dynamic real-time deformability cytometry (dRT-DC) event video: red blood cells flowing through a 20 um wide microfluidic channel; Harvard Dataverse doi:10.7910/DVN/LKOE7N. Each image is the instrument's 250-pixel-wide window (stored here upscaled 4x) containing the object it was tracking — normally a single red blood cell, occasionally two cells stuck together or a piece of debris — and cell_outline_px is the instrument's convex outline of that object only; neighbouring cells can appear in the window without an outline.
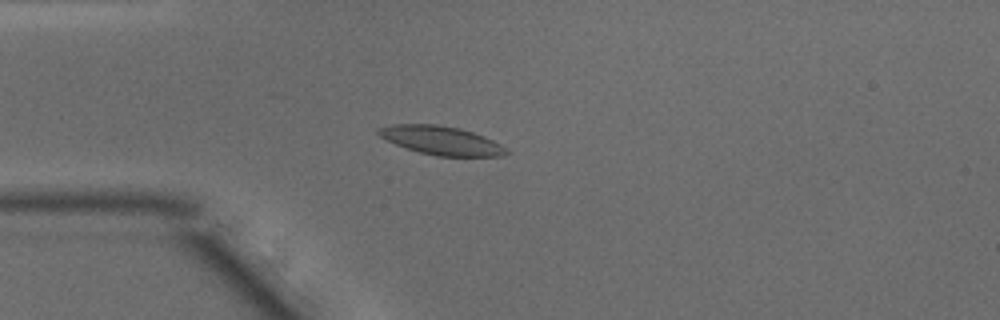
{"species": "common noctule bat (a hibernating species)", "species_latin": "Nyctalus noctula", "temperature_condition": "warm", "stored_images_in_passage": 48, "camera_frame_rate_fps": 3000, "um_per_image_px": 0.085, "animal": {"sex": "male", "body_mass_g": 15.6}, "frame": {"image": 1, "passage_image": 12, "time_ms": 3.667, "image_size_px": [1000, 320], "cell_outline_px": [[512, 152], [504, 156], [436, 156], [420, 152], [396, 144], [380, 136], [376, 132], [376, 128], [392, 124], [436, 124], [460, 128], [484, 136], [508, 148]], "centroid_in_image_um": [37.54, 11.93], "position_along_channel_um": 47.5, "area_um2": 21.39}}
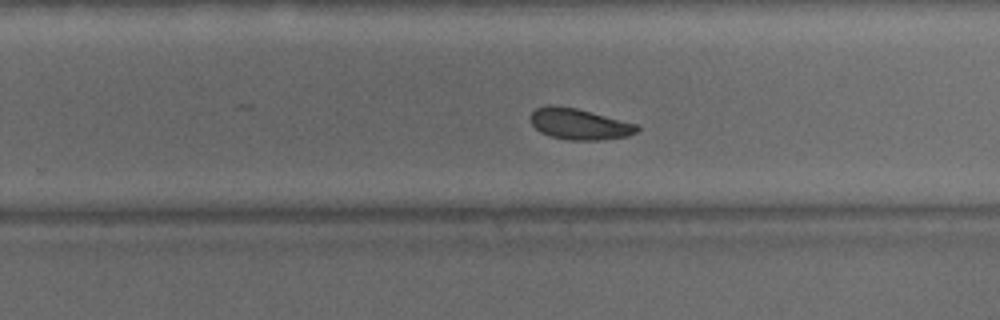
{"frame": {"image": 2, "passage_image": 30, "time_ms": 9.667, "image_size_px": [1000, 320], "cell_outline_px": [[640, 128], [636, 132], [628, 136], [600, 140], [568, 140], [552, 136], [540, 132], [528, 120], [528, 116], [536, 108], [548, 104], [552, 104], [576, 108], [636, 124]], "centroid_in_image_um": [49.18, 10.53], "position_along_channel_um": 280.6, "area_um2": 19.31}}
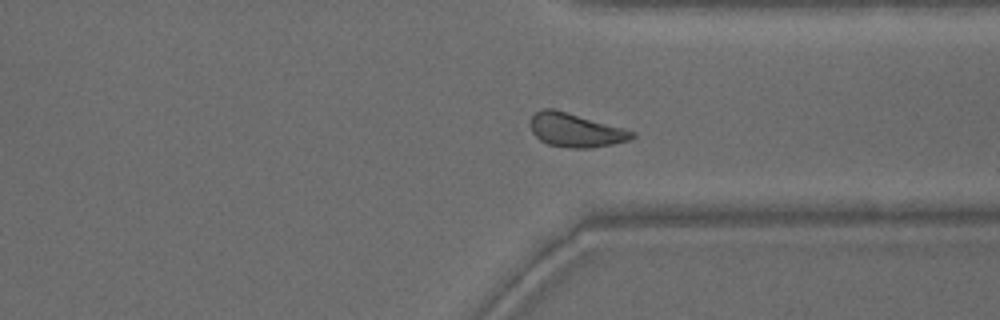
{"frame": {"image": 3, "passage_image": 36, "time_ms": 11.667, "image_size_px": [1000, 320], "cell_outline_px": [[636, 136], [632, 140], [612, 144], [588, 148], [568, 148], [548, 144], [540, 140], [532, 132], [532, 116], [540, 108], [552, 108], [636, 132]], "centroid_in_image_um": [48.94, 11.07], "position_along_channel_um": 362.5, "area_um2": 19.71}, "authors_computed_cell_mechanics": {"area_um2": 20.3456, "velocity_mm_per_s": 4.0872, "shape_relaxation_time_tau1_ms": 3.2911, "shape_relaxation_time_tau2_ms": 4.9947, "deformation_change_tau1": 0.0827, "deformation_change_tau2": 0.1123}}